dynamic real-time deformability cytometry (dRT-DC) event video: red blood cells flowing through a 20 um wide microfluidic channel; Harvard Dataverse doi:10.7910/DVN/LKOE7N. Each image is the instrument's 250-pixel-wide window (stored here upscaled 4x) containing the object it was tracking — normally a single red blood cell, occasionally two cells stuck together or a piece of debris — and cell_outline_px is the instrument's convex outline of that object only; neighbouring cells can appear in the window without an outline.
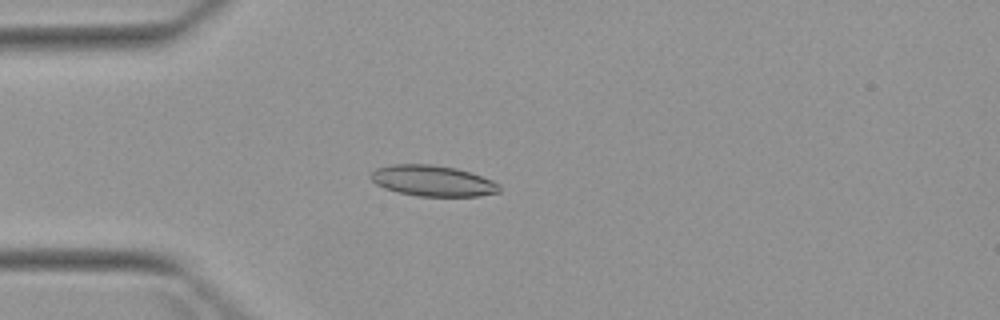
{"species": "Egyptian fruit bat (a non-hibernating species)", "species_latin": "Rousettus aegyptiacus", "temperature_condition": "warm", "stored_images_in_passage": 4, "camera_frame_rate_fps": 3000, "um_per_image_px": 0.085, "animal": {"sex": "female"}, "frame": {"image": 1, "passage_image": 2, "time_ms": 1.667, "image_size_px": [1000, 320], "cell_outline_px": [[500, 192], [476, 196], [416, 196], [384, 188], [376, 184], [368, 176], [376, 168], [392, 164], [432, 164], [456, 168], [492, 180], [500, 184]], "centroid_in_image_um": [36.76, 15.36], "position_along_channel_um": 48.2, "area_um2": 23.06}}
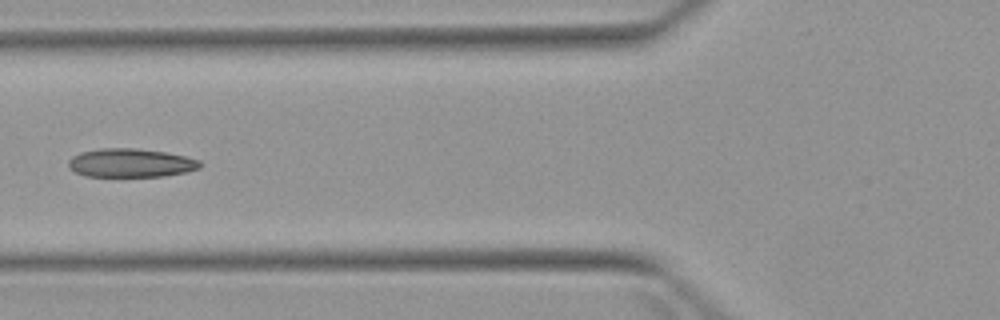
{"frame": {"image": 2, "passage_image": 4, "time_ms": 3.667, "image_size_px": [1000, 320], "cell_outline_px": [[200, 168], [184, 172], [164, 176], [84, 176], [68, 168], [68, 160], [72, 156], [80, 152], [100, 148], [136, 148], [164, 152], [184, 156], [200, 160]], "centroid_in_image_um": [11.06, 13.84], "position_along_channel_um": 114.7, "area_um2": 21.91}}